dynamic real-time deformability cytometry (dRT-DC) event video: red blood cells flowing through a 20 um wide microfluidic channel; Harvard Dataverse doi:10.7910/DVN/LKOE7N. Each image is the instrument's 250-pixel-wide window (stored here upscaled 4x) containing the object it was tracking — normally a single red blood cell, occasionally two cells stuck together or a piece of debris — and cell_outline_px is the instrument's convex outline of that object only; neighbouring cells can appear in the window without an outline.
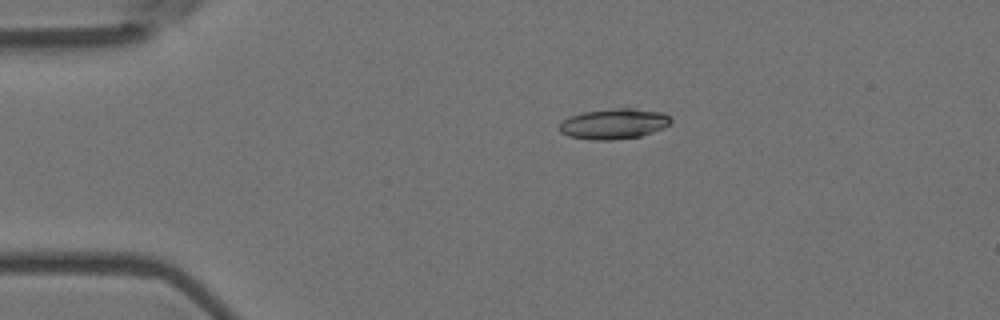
{"species": "Egyptian fruit bat (a non-hibernating species)", "species_latin": "Rousettus aegyptiacus", "temperature_condition": "room temperature", "stored_images_in_passage": 29, "camera_frame_rate_fps": 3000, "um_per_image_px": 0.085, "animal": {"sex": "female"}, "frame": {"image": 1, "passage_image": 12, "time_ms": 3.667, "image_size_px": [1000, 320], "cell_outline_px": [[672, 120], [664, 128], [640, 136], [612, 140], [592, 140], [568, 136], [560, 132], [560, 124], [564, 120], [572, 116], [584, 112], [628, 104], [664, 112]], "centroid_in_image_um": [52.25, 10.46], "position_along_channel_um": 32.7, "area_um2": 20.52}}
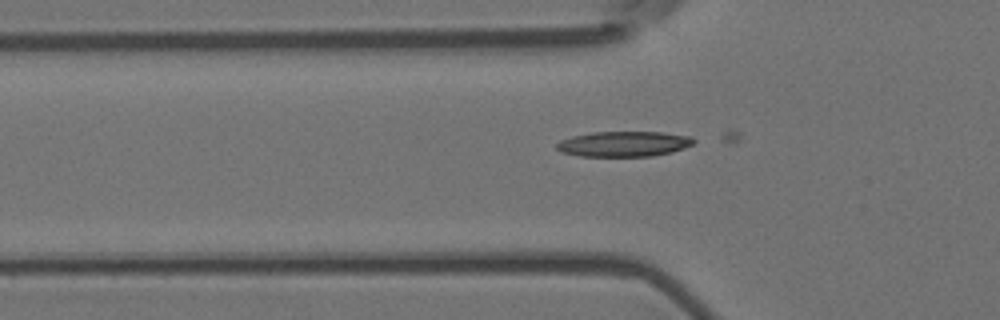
{"frame": {"image": 2, "passage_image": 19, "time_ms": 6.0, "image_size_px": [1000, 320], "cell_outline_px": [[696, 140], [692, 144], [672, 152], [652, 156], [580, 156], [560, 152], [556, 148], [556, 144], [560, 140], [572, 136], [592, 132], [664, 132], [692, 136]], "centroid_in_image_um": [53.02, 12.23], "position_along_channel_um": 72.8, "area_um2": 20.29}}